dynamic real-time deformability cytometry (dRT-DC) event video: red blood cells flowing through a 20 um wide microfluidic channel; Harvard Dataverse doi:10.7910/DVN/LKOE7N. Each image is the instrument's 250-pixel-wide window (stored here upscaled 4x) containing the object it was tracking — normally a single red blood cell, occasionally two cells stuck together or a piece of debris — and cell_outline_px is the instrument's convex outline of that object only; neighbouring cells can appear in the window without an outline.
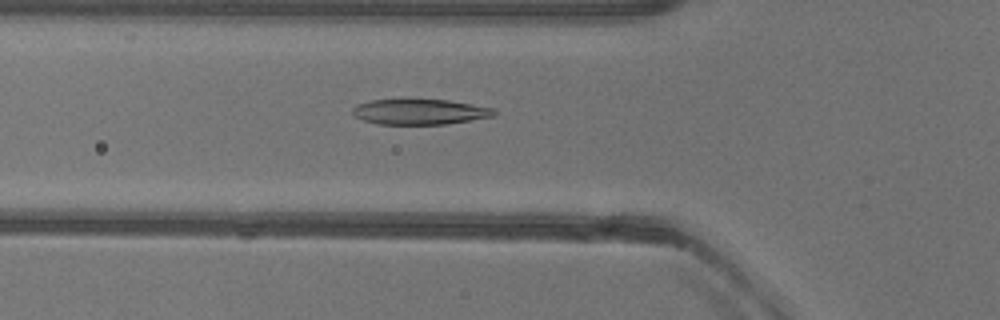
{"species": "common noctule bat (a hibernating species)", "species_latin": "Nyctalus noctula", "temperature_condition": "warm", "stored_images_in_passage": 52, "camera_frame_rate_fps": 3000, "um_per_image_px": 0.085, "animal": {"sex": "female"}, "frame": {"image": 1, "passage_image": 18, "time_ms": 5.667, "image_size_px": [1000, 320], "cell_outline_px": [[496, 112], [492, 116], [448, 124], [376, 124], [364, 120], [356, 116], [352, 112], [352, 108], [356, 104], [372, 100], [448, 100], [472, 104], [492, 108]], "centroid_in_image_um": [35.65, 9.51], "position_along_channel_um": 90.1, "area_um2": 20.69}}
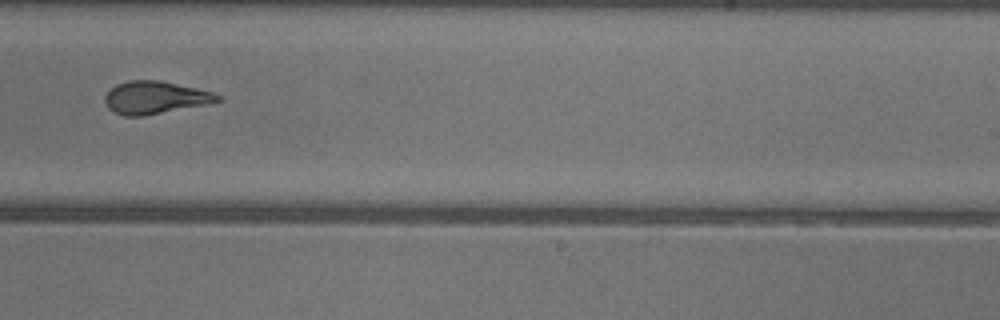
{"frame": {"image": 2, "passage_image": 32, "time_ms": 10.333, "image_size_px": [1000, 320], "cell_outline_px": [[220, 100], [208, 104], [144, 116], [124, 116], [112, 112], [108, 108], [104, 100], [104, 96], [116, 84], [128, 80], [160, 80], [196, 88], [212, 92], [220, 96]], "centroid_in_image_um": [13.14, 8.3], "position_along_channel_um": 275.9, "area_um2": 21.44}}
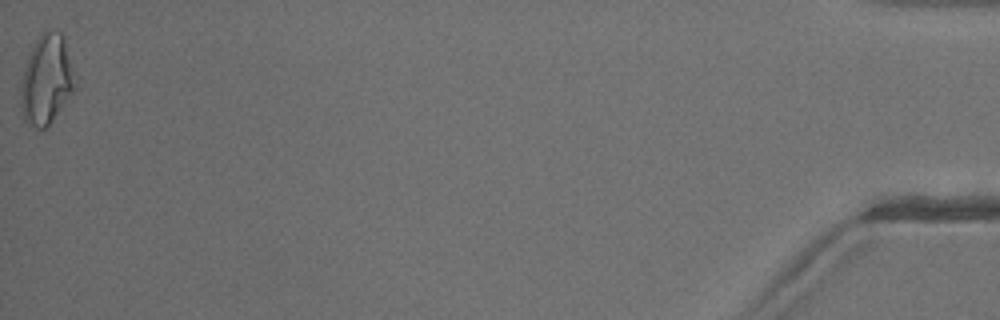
{"frame": {"image": 3, "passage_image": 52, "time_ms": 17.0, "image_size_px": [1000, 320], "cell_outline_px": [[76, 84], [72, 92], [52, 120], [44, 128], [36, 128], [24, 120], [20, 104], [20, 88], [28, 56], [36, 40], [48, 28], [60, 32], [64, 36], [76, 80]], "centroid_in_image_um": [3.95, 6.75], "position_along_channel_um": 431.2, "area_um2": 27.92}, "authors_computed_cell_mechanics": {"area_um2": 22.0796, "velocity_mm_per_s": 3.9621, "shape_relaxation_time_tau1_ms": 3.6042, "shape_relaxation_time_tau2_ms": 1.5929, "deformation_change_tau1": 0.1875, "deformation_change_tau2": 0.107}}